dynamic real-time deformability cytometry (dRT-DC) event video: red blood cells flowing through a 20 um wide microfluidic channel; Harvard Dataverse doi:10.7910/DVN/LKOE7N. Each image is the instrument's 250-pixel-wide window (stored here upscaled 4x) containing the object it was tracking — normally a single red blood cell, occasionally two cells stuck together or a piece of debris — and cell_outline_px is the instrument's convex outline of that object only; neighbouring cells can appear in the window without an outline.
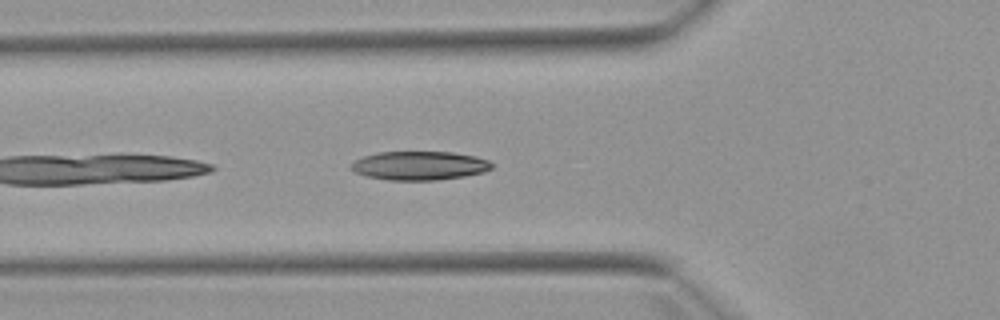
{"species": "Egyptian fruit bat (a non-hibernating species)", "species_latin": "Rousettus aegyptiacus", "temperature_condition": "warm", "stored_images_in_passage": 4, "camera_frame_rate_fps": 3000, "um_per_image_px": 0.085, "animal": {"sex": "female"}, "frame": {"image": 1, "passage_image": 4, "time_ms": 3.667, "image_size_px": [1000, 320], "cell_outline_px": [[492, 168], [484, 172], [464, 176], [436, 180], [388, 180], [368, 176], [356, 172], [348, 168], [356, 160], [364, 156], [380, 152], [452, 152], [476, 156], [488, 160], [492, 164]], "centroid_in_image_um": [35.67, 14.08], "position_along_channel_um": 90.1, "area_um2": 23.47}}